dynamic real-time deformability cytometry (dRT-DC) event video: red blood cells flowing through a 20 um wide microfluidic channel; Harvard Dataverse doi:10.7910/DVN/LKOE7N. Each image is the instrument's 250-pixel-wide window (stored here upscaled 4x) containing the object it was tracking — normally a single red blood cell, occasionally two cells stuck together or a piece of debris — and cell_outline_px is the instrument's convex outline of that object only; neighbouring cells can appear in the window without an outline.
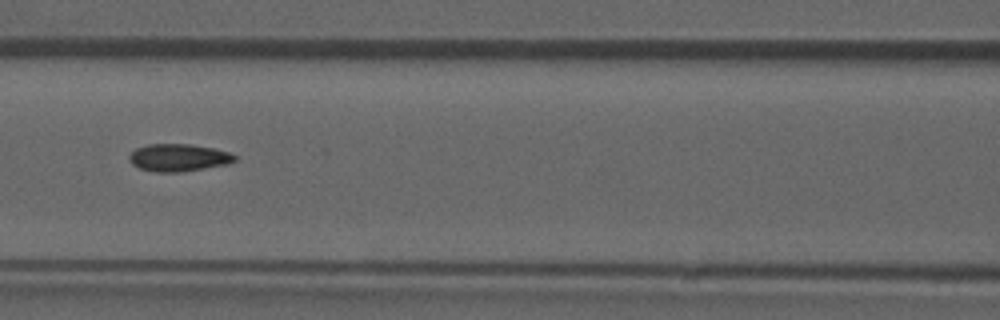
{"species": "common noctule bat (a hibernating species)", "species_latin": "Nyctalus noctula", "temperature_condition": "room temperature", "stored_images_in_passage": 36, "camera_frame_rate_fps": 3000, "um_per_image_px": 0.085, "animal": {"sex": "male", "forearm_length_mm": 52.5}, "frame": {"image": 1, "passage_image": 7, "time_ms": 2.0, "image_size_px": [1000, 320], "cell_outline_px": [[236, 160], [228, 164], [180, 172], [156, 172], [140, 168], [132, 164], [128, 160], [128, 156], [136, 148], [148, 144], [188, 144], [212, 148], [228, 152], [236, 156]], "centroid_in_image_um": [15.15, 13.4], "position_along_channel_um": 151.5, "area_um2": 16.76}}
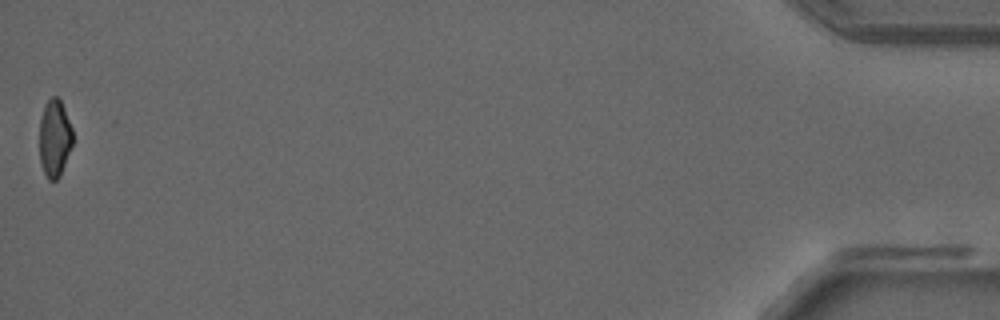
{"frame": {"image": 2, "passage_image": 36, "time_ms": 11.667, "image_size_px": [1000, 320], "cell_outline_px": [[72, 144], [60, 176], [56, 180], [48, 180], [44, 172], [40, 160], [40, 120], [44, 104], [52, 96], [56, 96], [60, 100], [64, 108], [72, 128]], "centroid_in_image_um": [4.63, 11.74], "position_along_channel_um": 430.6, "area_um2": 14.85}}